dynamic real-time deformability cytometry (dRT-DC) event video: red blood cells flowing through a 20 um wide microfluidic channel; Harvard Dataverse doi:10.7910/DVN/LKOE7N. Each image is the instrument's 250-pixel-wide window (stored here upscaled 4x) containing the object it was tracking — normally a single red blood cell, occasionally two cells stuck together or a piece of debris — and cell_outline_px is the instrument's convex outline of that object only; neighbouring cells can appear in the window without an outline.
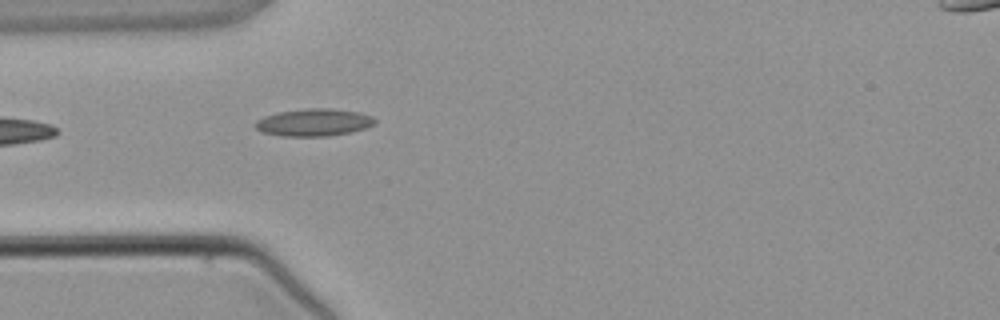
{"species": "common noctule bat (a hibernating species)", "species_latin": "Nyctalus noctula", "temperature_condition": "warm", "stored_images_in_passage": 3, "camera_frame_rate_fps": 3000, "um_per_image_px": 0.085, "animal": {"sex": "male", "body_mass_g": 21.5, "forearm_length_mm": 52.0}, "frame": {"image": 1, "passage_image": 3, "time_ms": 2.333, "image_size_px": [1000, 320], "cell_outline_px": [[376, 124], [352, 132], [328, 136], [280, 136], [260, 132], [252, 124], [256, 120], [264, 116], [280, 112], [308, 108], [332, 108], [360, 112], [372, 116], [376, 120]], "centroid_in_image_um": [26.66, 10.41], "position_along_channel_um": 58.3, "area_um2": 19.31}}